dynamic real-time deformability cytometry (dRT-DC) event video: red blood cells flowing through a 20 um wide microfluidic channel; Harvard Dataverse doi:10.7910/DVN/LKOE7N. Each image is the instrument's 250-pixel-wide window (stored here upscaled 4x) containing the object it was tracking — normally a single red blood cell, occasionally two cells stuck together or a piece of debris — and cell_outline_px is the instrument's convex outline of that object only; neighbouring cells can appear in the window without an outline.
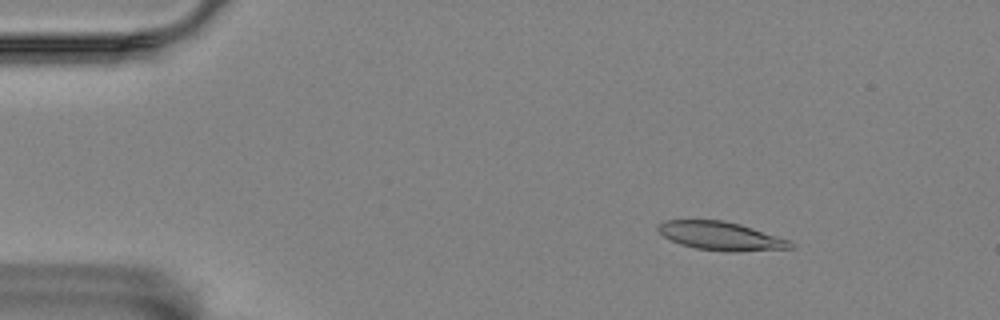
{"species": "Egyptian fruit bat (a non-hibernating species)", "species_latin": "Rousettus aegyptiacus", "temperature_condition": "room temperature", "stored_images_in_passage": 7, "camera_frame_rate_fps": 3000, "um_per_image_px": 0.085, "animal": {"sex": "female"}, "frame": {"image": 1, "passage_image": 3, "time_ms": 2.333, "image_size_px": [1000, 320], "cell_outline_px": [[796, 248], [740, 252], [728, 252], [696, 248], [680, 244], [664, 236], [656, 228], [656, 224], [664, 220], [720, 220], [740, 224], [788, 240], [796, 244]], "centroid_in_image_um": [61.28, 20.07], "position_along_channel_um": 23.7, "area_um2": 22.02}}
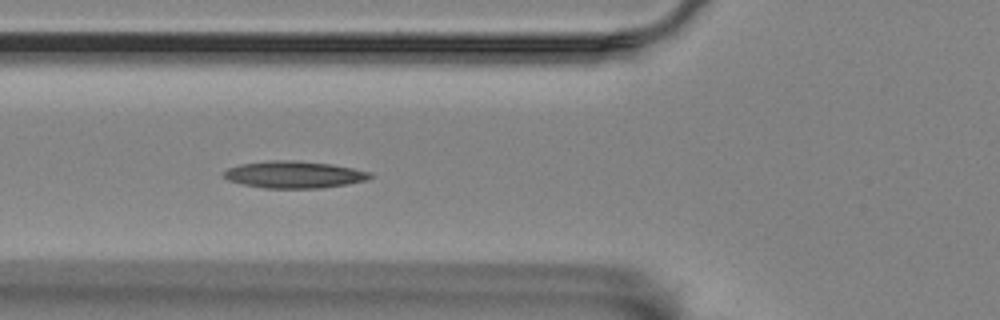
{"frame": {"image": 2, "passage_image": 6, "time_ms": 6.667, "image_size_px": [1000, 320], "cell_outline_px": [[376, 176], [368, 180], [348, 184], [320, 188], [264, 188], [244, 184], [228, 180], [220, 176], [220, 172], [228, 168], [240, 164], [268, 160], [296, 160], [332, 164], [372, 172]], "centroid_in_image_um": [25.0, 14.83], "position_along_channel_um": 100.8, "area_um2": 23.41}}
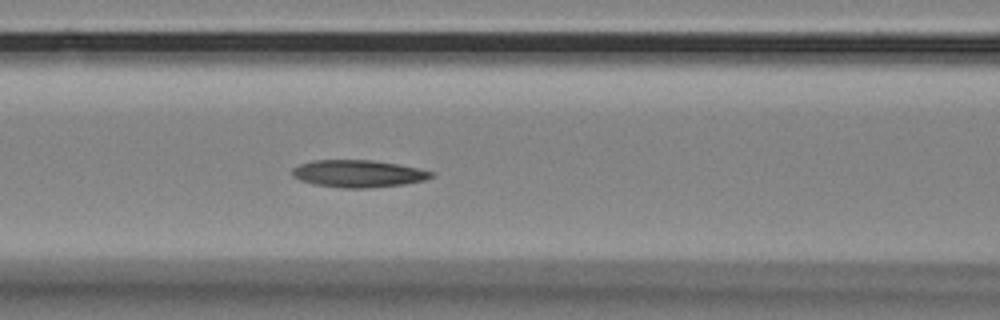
{"frame": {"image": 3, "passage_image": 7, "time_ms": 7.667, "image_size_px": [1000, 320], "cell_outline_px": [[436, 176], [424, 180], [404, 184], [368, 188], [340, 188], [312, 184], [300, 180], [292, 176], [292, 168], [300, 164], [312, 160], [372, 160], [396, 164], [416, 168], [432, 172]], "centroid_in_image_um": [30.4, 14.76], "position_along_channel_um": 136.2, "area_um2": 22.08}}